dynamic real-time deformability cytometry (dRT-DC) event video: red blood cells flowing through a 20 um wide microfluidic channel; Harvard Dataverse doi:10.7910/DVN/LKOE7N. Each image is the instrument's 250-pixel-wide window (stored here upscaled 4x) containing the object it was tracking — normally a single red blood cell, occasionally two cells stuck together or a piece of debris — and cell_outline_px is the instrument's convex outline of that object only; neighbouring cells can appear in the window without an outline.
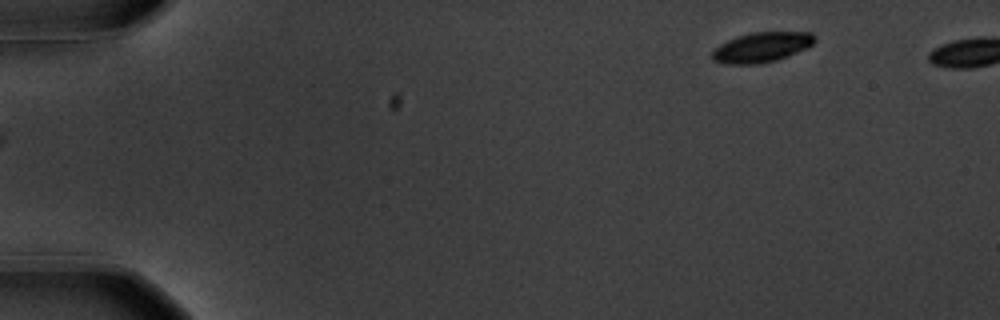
{"species": "common noctule bat (a hibernating species)", "species_latin": "Nyctalus noctula", "temperature_condition": "warm", "stored_images_in_passage": 4, "camera_frame_rate_fps": 3000, "um_per_image_px": 0.085, "animal": {"sex": "male", "body_mass_g": 20.1, "forearm_length_mm": 53.5}, "frame": {"image": 1, "passage_image": 1, "time_ms": 0.0, "image_size_px": [1000, 320], "cell_outline_px": [[816, 40], [812, 44], [788, 56], [776, 60], [756, 64], [724, 64], [712, 60], [712, 52], [720, 44], [736, 36], [752, 32], [812, 32], [816, 36]], "centroid_in_image_um": [64.73, 4.01], "position_along_channel_um": 20.3, "area_um2": 17.86}}